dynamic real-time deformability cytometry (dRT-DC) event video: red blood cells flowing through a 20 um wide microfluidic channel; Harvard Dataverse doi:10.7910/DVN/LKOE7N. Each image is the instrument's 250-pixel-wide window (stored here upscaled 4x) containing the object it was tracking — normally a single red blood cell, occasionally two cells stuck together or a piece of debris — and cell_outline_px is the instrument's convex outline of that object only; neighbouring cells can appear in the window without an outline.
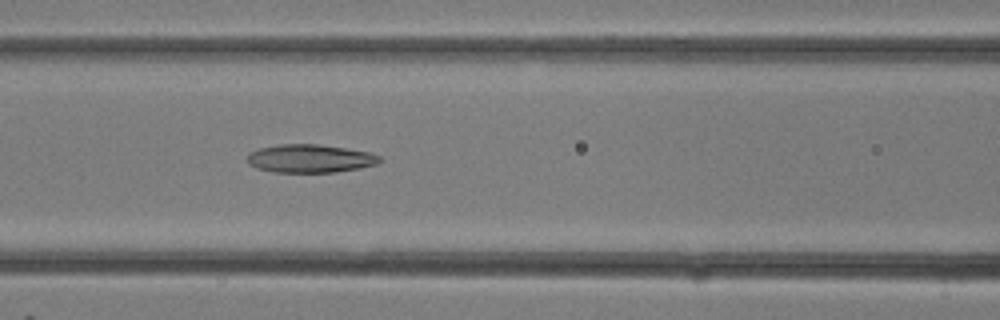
{"species": "common noctule bat (a hibernating species)", "species_latin": "Nyctalus noctula", "temperature_condition": "room temperature", "stored_images_in_passage": 12, "camera_frame_rate_fps": 3000, "um_per_image_px": 0.085, "animal": {"sex": "female"}, "frame": {"image": 1, "passage_image": 12, "time_ms": 3.667, "image_size_px": [1000, 320], "cell_outline_px": [[384, 160], [376, 164], [360, 168], [336, 172], [272, 172], [256, 168], [248, 164], [248, 152], [260, 148], [280, 144], [316, 144], [344, 148], [368, 152], [380, 156]], "centroid_in_image_um": [26.34, 13.48], "position_along_channel_um": 140.3, "area_um2": 21.79}}